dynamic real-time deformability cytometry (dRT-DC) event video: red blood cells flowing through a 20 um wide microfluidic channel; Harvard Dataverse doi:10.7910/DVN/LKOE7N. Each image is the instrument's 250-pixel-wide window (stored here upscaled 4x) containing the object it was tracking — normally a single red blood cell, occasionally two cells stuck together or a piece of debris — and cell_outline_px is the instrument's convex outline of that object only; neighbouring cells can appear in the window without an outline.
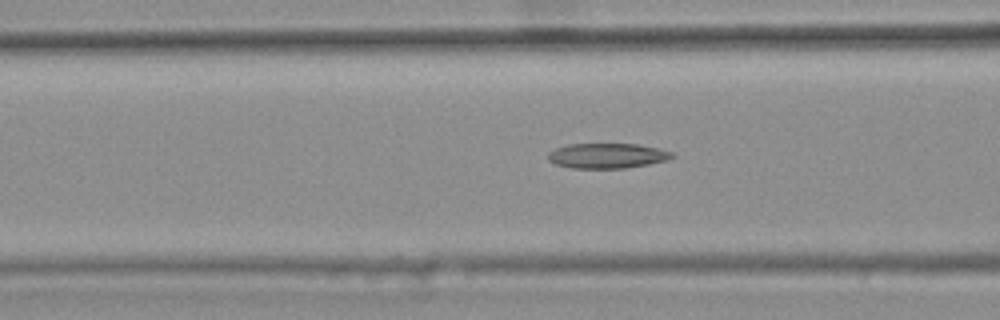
{"species": "common noctule bat (a hibernating species)", "species_latin": "Nyctalus noctula", "temperature_condition": "warm", "stored_images_in_passage": 9, "camera_frame_rate_fps": 3000, "um_per_image_px": 0.085, "animal": {"sex": "female", "body_mass_g": 25.1}, "frame": {"image": 1, "passage_image": 7, "time_ms": 2.0, "image_size_px": [1000, 320], "cell_outline_px": [[676, 156], [664, 160], [648, 164], [624, 168], [572, 168], [556, 164], [548, 160], [548, 152], [556, 148], [568, 144], [636, 144], [656, 148], [672, 152]], "centroid_in_image_um": [51.57, 13.24], "position_along_channel_um": 115.0, "area_um2": 17.92}}